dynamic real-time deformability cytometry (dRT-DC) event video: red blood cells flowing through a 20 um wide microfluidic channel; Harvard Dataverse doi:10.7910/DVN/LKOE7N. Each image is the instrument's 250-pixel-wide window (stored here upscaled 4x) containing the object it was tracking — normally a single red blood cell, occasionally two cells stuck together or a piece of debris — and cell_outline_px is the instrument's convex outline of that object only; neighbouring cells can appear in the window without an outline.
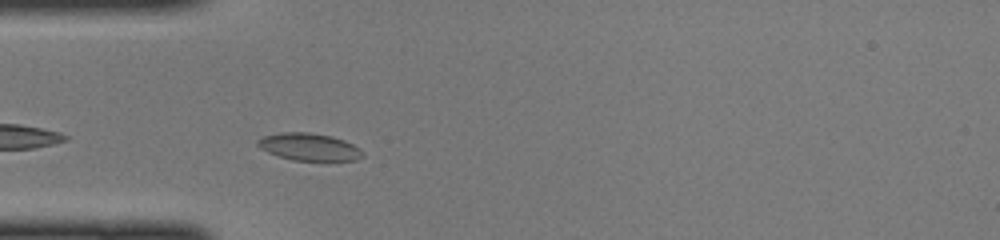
{"species": "common noctule bat (a hibernating species)", "species_latin": "Nyctalus noctula", "temperature_condition": "cold", "stored_images_in_passage": 27, "camera_frame_rate_fps": 3000, "um_per_image_px": 0.085, "animal": {"sex": "female", "body_mass_g": 22.0, "forearm_length_mm": 56.7}, "frame": {"image": 1, "passage_image": 3, "time_ms": 0.667, "image_size_px": [1000, 240], "cell_outline_px": [[364, 156], [356, 160], [292, 160], [276, 156], [260, 148], [256, 144], [256, 140], [264, 136], [280, 132], [308, 132], [332, 136], [344, 140], [360, 148], [364, 152]], "centroid_in_image_um": [26.26, 12.48], "position_along_channel_um": 58.7, "area_um2": 16.82}}
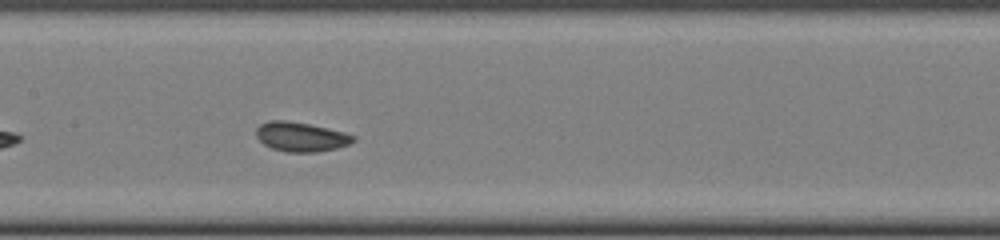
{"frame": {"image": 2, "passage_image": 12, "time_ms": 3.667, "image_size_px": [1000, 240], "cell_outline_px": [[356, 140], [348, 144], [336, 148], [316, 152], [288, 152], [272, 148], [264, 144], [256, 136], [256, 128], [260, 124], [268, 120], [284, 120], [308, 124], [344, 132], [356, 136]], "centroid_in_image_um": [25.56, 11.62], "position_along_channel_um": 181.8, "area_um2": 16.53}}
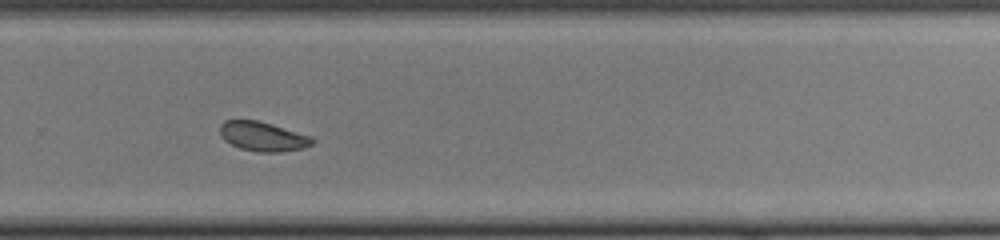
{"frame": {"image": 3, "passage_image": 21, "time_ms": 6.667, "image_size_px": [1000, 240], "cell_outline_px": [[316, 140], [312, 144], [304, 148], [280, 152], [256, 152], [240, 148], [224, 140], [220, 136], [220, 124], [224, 120], [260, 120], [312, 136]], "centroid_in_image_um": [22.36, 11.59], "position_along_channel_um": 307.4, "area_um2": 16.07}}